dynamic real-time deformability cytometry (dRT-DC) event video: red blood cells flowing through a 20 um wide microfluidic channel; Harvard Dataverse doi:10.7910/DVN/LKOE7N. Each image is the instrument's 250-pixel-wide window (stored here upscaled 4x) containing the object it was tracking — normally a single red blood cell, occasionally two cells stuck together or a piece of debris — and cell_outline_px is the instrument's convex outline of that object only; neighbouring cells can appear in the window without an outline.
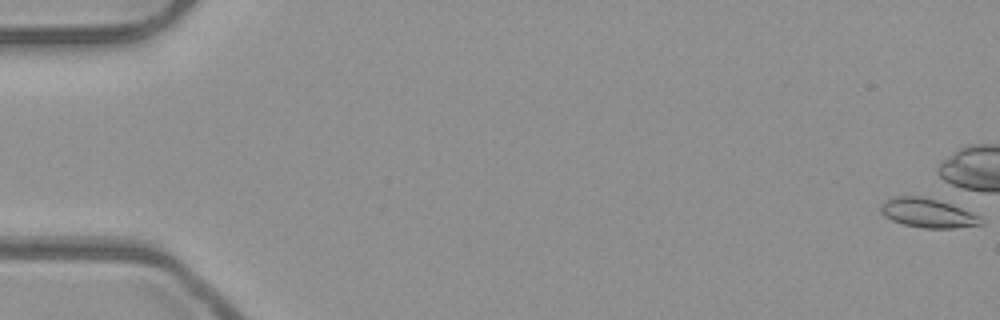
{"species": "common noctule bat (a hibernating species)", "species_latin": "Nyctalus noctula", "temperature_condition": "room temperature", "stored_images_in_passage": 5, "camera_frame_rate_fps": 3000, "um_per_image_px": 0.085, "animal": {"sex": "male", "body_mass_g": 23.1, "forearm_length_mm": 52.7}, "frame": {"image": 1, "passage_image": 1, "time_ms": 0.0, "image_size_px": [1000, 320], "cell_outline_px": [[984, 224], [952, 228], [924, 228], [904, 224], [892, 220], [884, 216], [880, 212], [880, 204], [884, 200], [896, 196], [920, 196], [936, 200], [960, 208], [980, 216]], "centroid_in_image_um": [78.81, 18.11], "position_along_channel_um": 6.2, "area_um2": 16.82}}